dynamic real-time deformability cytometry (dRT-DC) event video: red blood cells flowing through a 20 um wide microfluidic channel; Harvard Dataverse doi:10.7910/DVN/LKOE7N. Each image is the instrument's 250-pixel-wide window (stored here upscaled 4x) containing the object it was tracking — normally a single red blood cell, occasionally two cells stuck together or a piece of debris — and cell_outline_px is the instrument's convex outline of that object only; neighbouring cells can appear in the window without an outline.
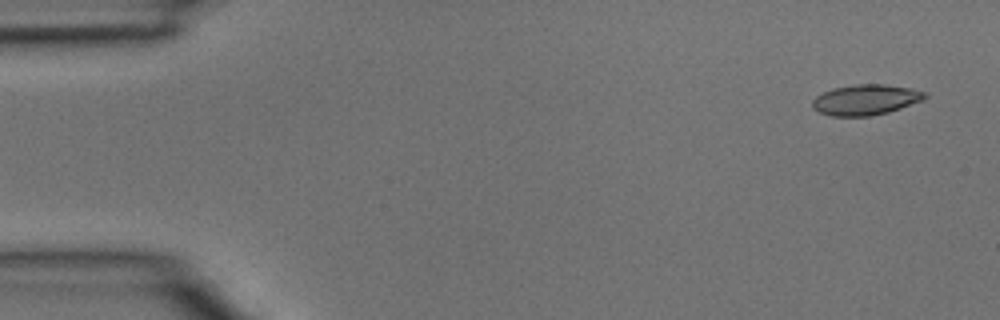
{"species": "common noctule bat (a hibernating species)", "species_latin": "Nyctalus noctula", "temperature_condition": "room temperature", "stored_images_in_passage": 4, "camera_frame_rate_fps": 3000, "um_per_image_px": 0.085, "animal": {"sex": "male", "body_mass_g": 15.6}, "frame": {"image": 1, "passage_image": 1, "time_ms": 0.0, "image_size_px": [1000, 320], "cell_outline_px": [[928, 96], [924, 100], [888, 112], [868, 116], [832, 116], [820, 112], [812, 108], [812, 100], [816, 96], [832, 88], [856, 84], [884, 84], [908, 88], [924, 92]], "centroid_in_image_um": [73.56, 8.48], "position_along_channel_um": 11.4, "area_um2": 19.88}}